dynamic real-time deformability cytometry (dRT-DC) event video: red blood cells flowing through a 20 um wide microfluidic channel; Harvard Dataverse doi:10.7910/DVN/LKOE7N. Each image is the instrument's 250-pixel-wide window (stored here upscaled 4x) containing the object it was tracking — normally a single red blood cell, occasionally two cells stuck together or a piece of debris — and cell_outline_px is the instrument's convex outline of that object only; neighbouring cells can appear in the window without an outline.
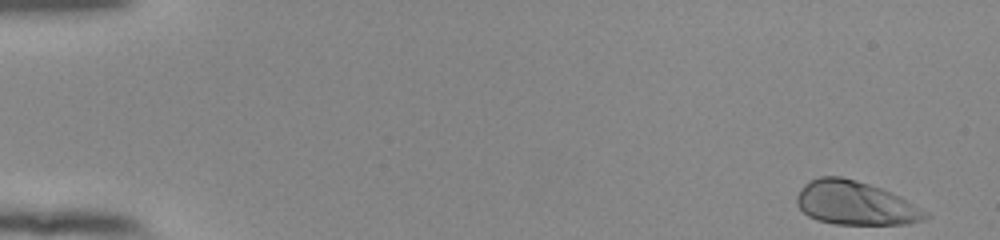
{"species": "human", "species_latin": "Homo sapiens", "temperature_condition": "room temperature", "stored_images_in_passage": 52, "camera_frame_rate_fps": 3000, "um_per_image_px": 0.085, "donor": {"sex": "female"}, "frame": {"image": 1, "passage_image": 1, "time_ms": 0.0, "image_size_px": [1000, 240], "cell_outline_px": [[932, 216], [908, 224], [836, 224], [816, 220], [808, 216], [796, 204], [796, 196], [800, 188], [808, 180], [820, 176], [840, 176], [856, 180], [880, 188], [900, 196], [928, 212]], "centroid_in_image_um": [72.67, 17.26], "position_along_channel_um": 12.3, "area_um2": 32.83}}
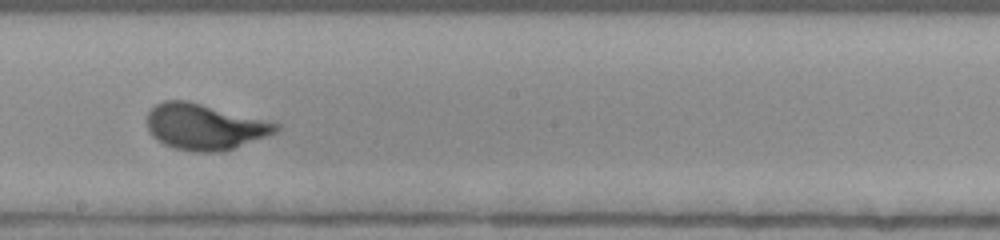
{"frame": {"image": 2, "passage_image": 30, "time_ms": 9.667, "image_size_px": [1000, 240], "cell_outline_px": [[280, 128], [276, 132], [232, 148], [220, 152], [192, 152], [176, 148], [164, 144], [156, 140], [148, 132], [148, 112], [156, 104], [164, 100], [188, 100], [280, 124]], "centroid_in_image_um": [17.34, 10.77], "position_along_channel_um": 230.9, "area_um2": 34.16}}
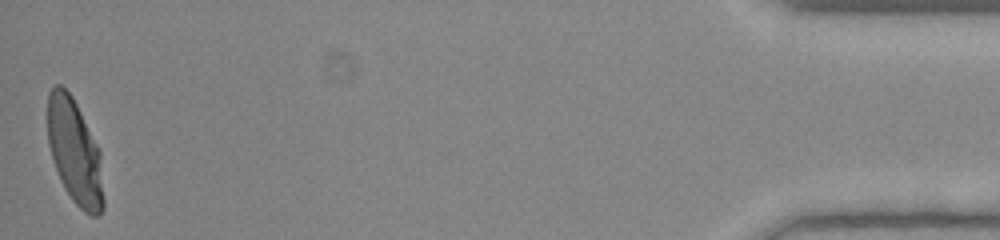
{"frame": {"image": 3, "passage_image": 52, "time_ms": 17.0, "image_size_px": [1000, 240], "cell_outline_px": [[104, 208], [100, 216], [92, 216], [84, 212], [72, 200], [64, 188], [60, 180], [48, 144], [48, 92], [56, 84], [60, 84], [72, 96], [100, 148], [104, 200]], "centroid_in_image_um": [6.37, 12.94], "position_along_channel_um": 428.8, "area_um2": 34.39}, "authors_computed_cell_mechanics": {"area_um2": 33.0616, "velocity_mm_per_s": 3.864, "shape_relaxation_time_tau1_ms": 2.4112, "shape_relaxation_time_tau2_ms": null, "deformation_change_tau1": 0.149, "deformation_change_tau2": null}}